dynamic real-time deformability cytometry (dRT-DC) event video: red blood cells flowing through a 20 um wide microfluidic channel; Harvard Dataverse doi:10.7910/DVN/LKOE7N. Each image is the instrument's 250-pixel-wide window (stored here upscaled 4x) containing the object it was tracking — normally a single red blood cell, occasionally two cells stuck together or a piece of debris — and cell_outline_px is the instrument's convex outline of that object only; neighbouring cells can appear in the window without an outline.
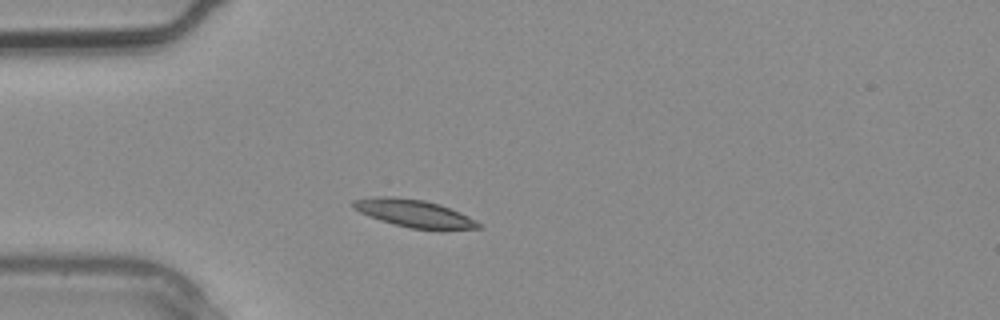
{"species": "common noctule bat (a hibernating species)", "species_latin": "Nyctalus noctula", "temperature_condition": "warm", "stored_images_in_passage": 2, "camera_frame_rate_fps": 3000, "um_per_image_px": 0.085, "animal": {"sex": "male", "body_mass_g": 20.4}, "frame": {"image": 1, "passage_image": 2, "time_ms": 0.333, "image_size_px": [1000, 320], "cell_outline_px": [[484, 228], [412, 228], [380, 220], [360, 212], [352, 208], [352, 200], [372, 196], [392, 196], [424, 200], [440, 204], [460, 212], [484, 224]], "centroid_in_image_um": [35.17, 18.1], "position_along_channel_um": 49.8, "area_um2": 19.83}}